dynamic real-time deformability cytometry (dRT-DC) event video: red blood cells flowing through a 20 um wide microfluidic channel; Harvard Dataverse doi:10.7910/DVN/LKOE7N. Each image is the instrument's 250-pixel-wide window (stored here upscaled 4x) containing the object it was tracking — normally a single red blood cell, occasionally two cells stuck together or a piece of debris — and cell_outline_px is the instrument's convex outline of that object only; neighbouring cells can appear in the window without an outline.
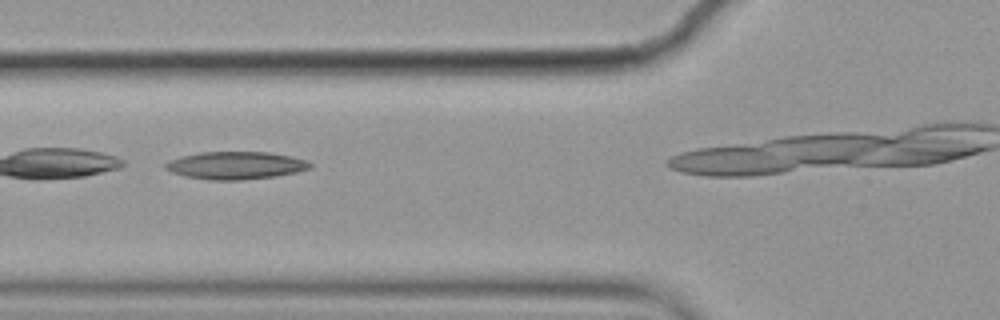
{"species": "common noctule bat (a hibernating species)", "species_latin": "Nyctalus noctula", "temperature_condition": "cold", "stored_images_in_passage": 6, "camera_frame_rate_fps": 3000, "um_per_image_px": 0.085, "animal": {"sex": "female", "body_mass_g": 19.9}, "frame": {"image": 1, "passage_image": 2, "time_ms": 0.333, "image_size_px": [1000, 320], "cell_outline_px": [[312, 168], [296, 172], [276, 176], [240, 180], [212, 180], [184, 176], [172, 172], [164, 168], [164, 164], [168, 160], [180, 156], [200, 152], [268, 152], [292, 156], [308, 160], [312, 164]], "centroid_in_image_um": [20.03, 14.05], "position_along_channel_um": 105.8, "area_um2": 23.47}}